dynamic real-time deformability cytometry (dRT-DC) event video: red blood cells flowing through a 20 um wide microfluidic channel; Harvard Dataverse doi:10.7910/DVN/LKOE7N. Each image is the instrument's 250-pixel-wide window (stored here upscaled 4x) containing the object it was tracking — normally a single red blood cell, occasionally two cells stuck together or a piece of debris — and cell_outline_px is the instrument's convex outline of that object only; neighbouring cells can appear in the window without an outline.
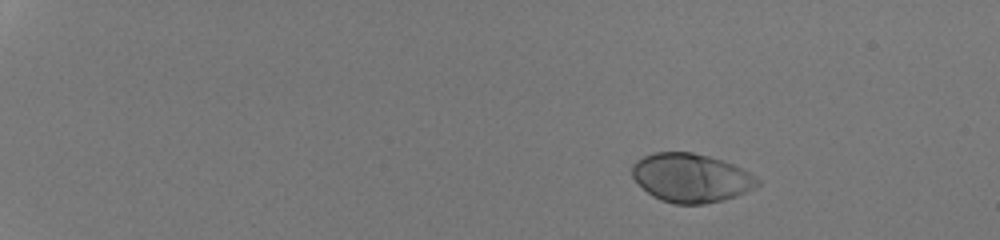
{"species": "human", "species_latin": "Homo sapiens", "temperature_condition": "room temperature", "stored_images_in_passage": 44, "camera_frame_rate_fps": 3000, "um_per_image_px": 0.085, "donor": {"sex": "male"}, "frame": {"image": 1, "passage_image": 1, "time_ms": 0.0, "image_size_px": [1000, 240], "cell_outline_px": [[760, 184], [756, 188], [736, 196], [724, 200], [704, 204], [676, 204], [660, 200], [652, 196], [632, 176], [632, 164], [636, 160], [652, 152], [692, 152], [708, 156], [732, 164], [748, 172], [760, 180]], "centroid_in_image_um": [58.74, 15.12], "position_along_channel_um": 26.3, "area_um2": 35.55}}
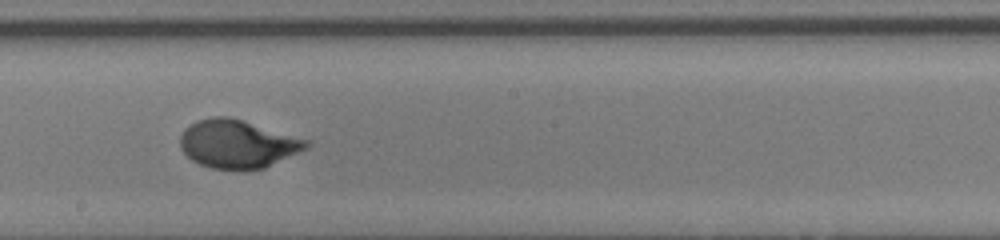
{"frame": {"image": 2, "passage_image": 26, "time_ms": 8.333, "image_size_px": [1000, 240], "cell_outline_px": [[312, 144], [308, 148], [264, 168], [244, 172], [212, 168], [200, 164], [192, 160], [180, 148], [180, 136], [184, 128], [200, 120], [216, 116], [228, 116], [312, 140]], "centroid_in_image_um": [20.24, 12.26], "position_along_channel_um": 228.0, "area_um2": 35.89}}
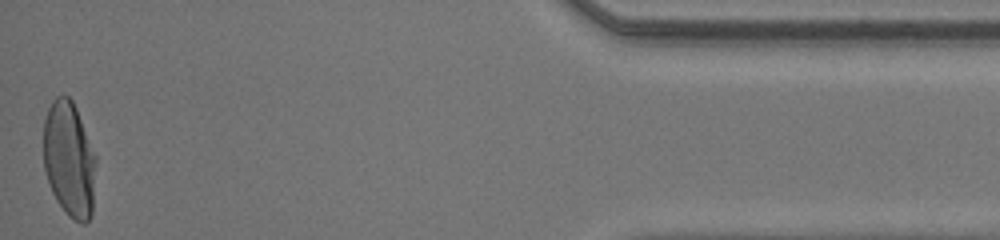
{"frame": {"image": 3, "passage_image": 44, "time_ms": 14.333, "image_size_px": [1000, 240], "cell_outline_px": [[96, 164], [92, 212], [88, 220], [84, 224], [80, 224], [68, 216], [64, 212], [56, 200], [52, 192], [44, 168], [44, 120], [48, 108], [52, 100], [56, 96], [68, 96], [72, 100], [76, 108], [96, 156]], "centroid_in_image_um": [5.88, 13.56], "position_along_channel_um": 429.3, "area_um2": 35.43}, "authors_computed_cell_mechanics": {"area_um2": 34.8823, "velocity_mm_per_s": 4.3124, "shape_relaxation_time_tau1_ms": 2.6916, "shape_relaxation_time_tau2_ms": null, "deformation_change_tau1": 0.1921, "deformation_change_tau2": null}}